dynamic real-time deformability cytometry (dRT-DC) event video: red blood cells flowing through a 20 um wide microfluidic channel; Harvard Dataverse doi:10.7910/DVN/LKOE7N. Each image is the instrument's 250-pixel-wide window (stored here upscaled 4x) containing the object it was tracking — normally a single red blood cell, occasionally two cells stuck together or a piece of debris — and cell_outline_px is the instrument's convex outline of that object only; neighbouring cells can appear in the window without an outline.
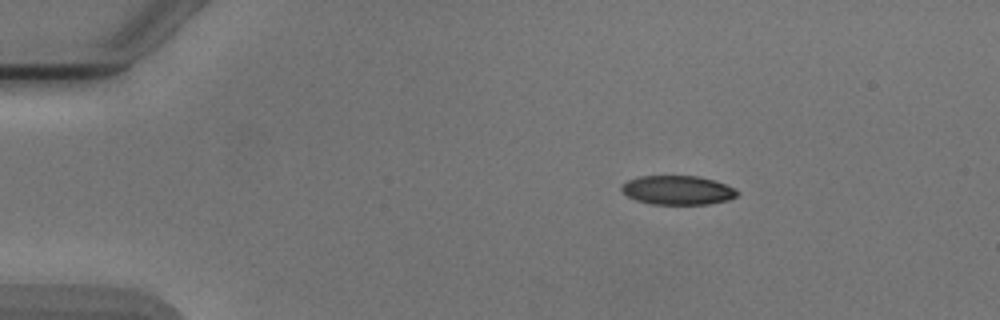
{"species": "Egyptian fruit bat (a non-hibernating species)", "species_latin": "Rousettus aegyptiacus", "temperature_condition": "cold", "stored_images_in_passage": 3, "camera_frame_rate_fps": 3000, "um_per_image_px": 0.085, "animal": {"sex": "male"}, "frame": {"image": 1, "passage_image": 1, "time_ms": 0.0, "image_size_px": [1000, 320], "cell_outline_px": [[740, 192], [736, 196], [728, 200], [708, 204], [652, 204], [636, 200], [628, 196], [620, 188], [628, 180], [640, 176], [700, 176], [724, 184]], "centroid_in_image_um": [57.6, 16.16], "position_along_channel_um": 27.4, "area_um2": 19.36}}